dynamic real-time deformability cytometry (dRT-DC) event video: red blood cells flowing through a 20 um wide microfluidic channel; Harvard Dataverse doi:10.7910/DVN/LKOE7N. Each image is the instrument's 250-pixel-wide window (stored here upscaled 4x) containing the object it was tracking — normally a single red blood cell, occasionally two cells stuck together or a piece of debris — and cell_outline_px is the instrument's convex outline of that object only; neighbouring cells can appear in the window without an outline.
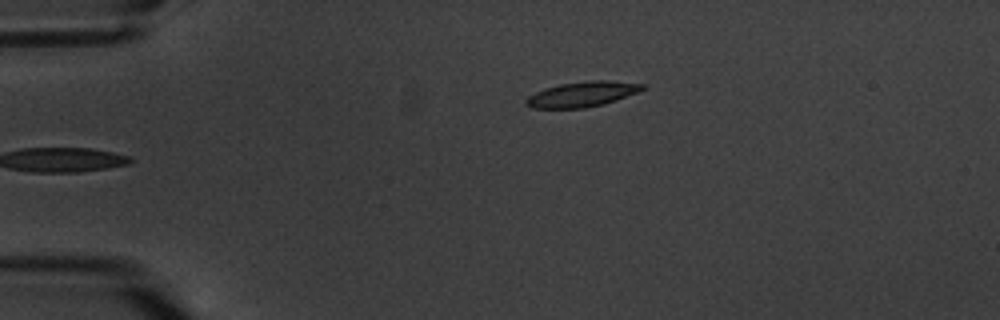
{"species": "common noctule bat (a hibernating species)", "species_latin": "Nyctalus noctula", "temperature_condition": "warm", "stored_images_in_passage": 4, "camera_frame_rate_fps": 3000, "um_per_image_px": 0.085, "animal": {"sex": "male", "body_mass_g": 20.1, "forearm_length_mm": 53.5}, "frame": {"image": 1, "passage_image": 4, "time_ms": 3.333, "image_size_px": [1000, 320], "cell_outline_px": [[648, 88], [616, 100], [604, 104], [584, 108], [532, 108], [524, 104], [524, 100], [528, 96], [544, 88], [560, 84], [588, 80], [608, 80], [648, 84]], "centroid_in_image_um": [49.51, 8.0], "position_along_channel_um": 35.5, "area_um2": 17.34}}